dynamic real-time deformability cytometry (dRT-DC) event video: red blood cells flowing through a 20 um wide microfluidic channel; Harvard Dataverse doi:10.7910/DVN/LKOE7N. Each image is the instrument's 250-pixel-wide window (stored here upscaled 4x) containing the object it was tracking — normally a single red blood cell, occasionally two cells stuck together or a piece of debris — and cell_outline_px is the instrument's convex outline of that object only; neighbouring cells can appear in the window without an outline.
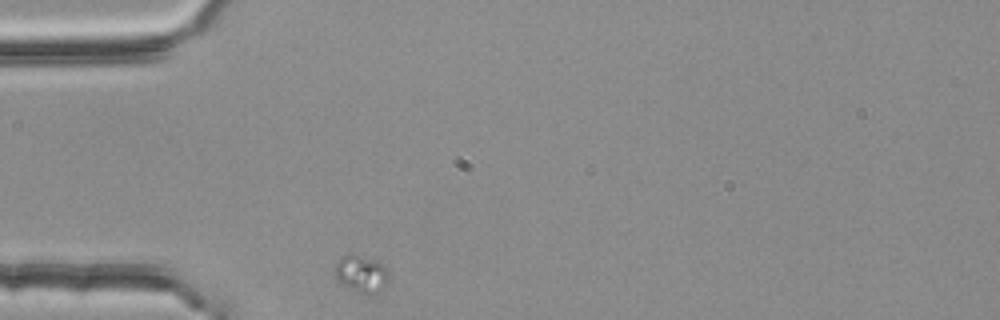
{"species": "common noctule bat (a hibernating species)", "species_latin": "Nyctalus noctula", "temperature_condition": "room temperature", "stored_images_in_passage": 4, "camera_frame_rate_fps": 3000, "um_per_image_px": 0.085, "animal": {"sex": "female", "body_mass_g": 25.1}, "frame": {"image": 1, "passage_image": 1, "time_ms": 0.0, "image_size_px": [1000, 320], "cell_outline_px": [[388, 280], [372, 296], [368, 296], [340, 284], [336, 280], [336, 264], [340, 256], [356, 256], [372, 260], [384, 264], [388, 268]], "centroid_in_image_um": [30.71, 23.32], "position_along_channel_um": 54.3, "area_um2": 11.33}}